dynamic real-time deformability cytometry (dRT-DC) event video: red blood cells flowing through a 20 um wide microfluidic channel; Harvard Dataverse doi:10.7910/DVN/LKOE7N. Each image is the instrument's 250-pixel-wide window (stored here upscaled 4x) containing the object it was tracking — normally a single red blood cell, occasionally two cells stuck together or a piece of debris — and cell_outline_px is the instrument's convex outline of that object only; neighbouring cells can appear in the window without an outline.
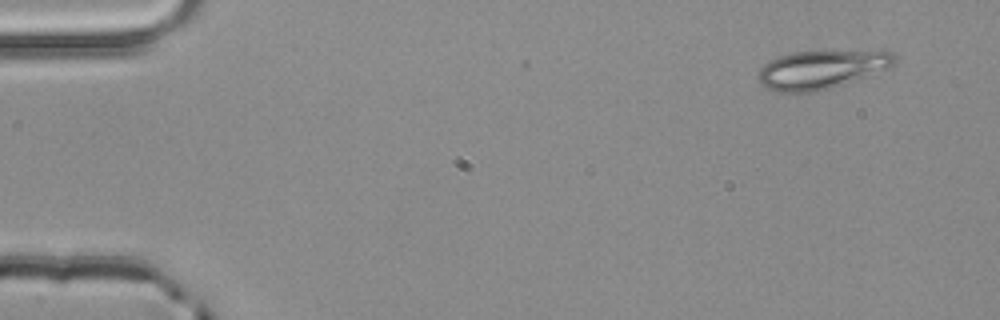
{"species": "common noctule bat (a hibernating species)", "species_latin": "Nyctalus noctula", "temperature_condition": "room temperature", "stored_images_in_passage": 4, "camera_frame_rate_fps": 3000, "um_per_image_px": 0.085, "animal": {"sex": "male", "body_mass_g": 20.4}, "frame": {"image": 1, "passage_image": 1, "time_ms": 0.0, "image_size_px": [1000, 320], "cell_outline_px": [[896, 60], [888, 68], [816, 92], [776, 92], [764, 88], [760, 84], [756, 76], [756, 72], [764, 64], [780, 56], [792, 52], [824, 48], [892, 52], [896, 56]], "centroid_in_image_um": [69.75, 5.86], "position_along_channel_um": 15.2, "area_um2": 31.27}}